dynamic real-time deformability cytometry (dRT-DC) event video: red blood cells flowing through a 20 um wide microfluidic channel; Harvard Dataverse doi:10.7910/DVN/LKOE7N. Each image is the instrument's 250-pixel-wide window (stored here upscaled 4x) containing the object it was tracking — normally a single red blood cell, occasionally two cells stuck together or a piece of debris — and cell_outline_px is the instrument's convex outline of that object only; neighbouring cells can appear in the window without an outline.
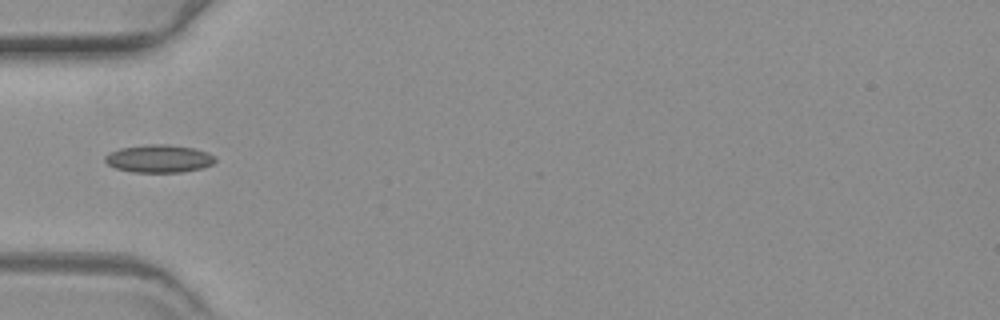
{"species": "common noctule bat (a hibernating species)", "species_latin": "Nyctalus noctula", "temperature_condition": "warm", "stored_images_in_passage": 19, "camera_frame_rate_fps": 3000, "um_per_image_px": 0.085, "animal": {"sex": "female", "body_mass_g": 19.3, "forearm_length_mm": 54.1}, "frame": {"image": 1, "passage_image": 1, "time_ms": 0.0, "image_size_px": [1000, 320], "cell_outline_px": [[216, 160], [212, 164], [200, 168], [180, 172], [132, 172], [116, 168], [108, 164], [104, 160], [104, 156], [108, 152], [120, 148], [152, 144], [168, 144], [192, 148], [208, 152], [216, 156]], "centroid_in_image_um": [13.5, 13.48], "position_along_channel_um": 71.5, "area_um2": 17.8}}
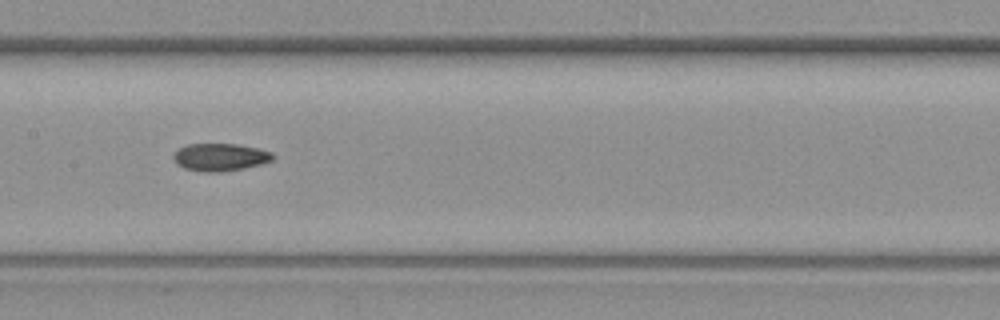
{"frame": {"image": 2, "passage_image": 11, "time_ms": 3.333, "image_size_px": [1000, 320], "cell_outline_px": [[272, 160], [260, 164], [244, 168], [220, 172], [200, 172], [184, 168], [176, 164], [172, 156], [180, 148], [188, 144], [236, 144], [256, 148], [272, 152]], "centroid_in_image_um": [18.67, 13.37], "position_along_channel_um": 188.7, "area_um2": 15.84}}
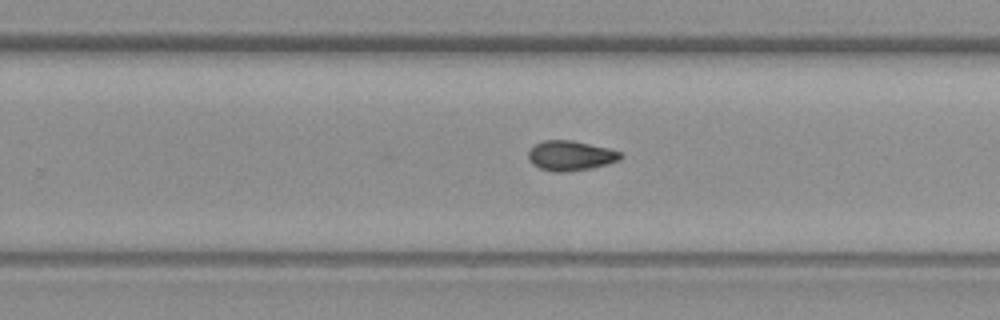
{"frame": {"image": 3, "passage_image": 19, "time_ms": 6.0, "image_size_px": [1000, 320], "cell_outline_px": [[624, 156], [620, 160], [608, 164], [592, 168], [568, 172], [552, 172], [540, 168], [532, 164], [528, 160], [528, 152], [536, 144], [544, 140], [572, 140], [608, 148], [620, 152]], "centroid_in_image_um": [48.5, 13.24], "position_along_channel_um": 281.3, "area_um2": 16.18}}